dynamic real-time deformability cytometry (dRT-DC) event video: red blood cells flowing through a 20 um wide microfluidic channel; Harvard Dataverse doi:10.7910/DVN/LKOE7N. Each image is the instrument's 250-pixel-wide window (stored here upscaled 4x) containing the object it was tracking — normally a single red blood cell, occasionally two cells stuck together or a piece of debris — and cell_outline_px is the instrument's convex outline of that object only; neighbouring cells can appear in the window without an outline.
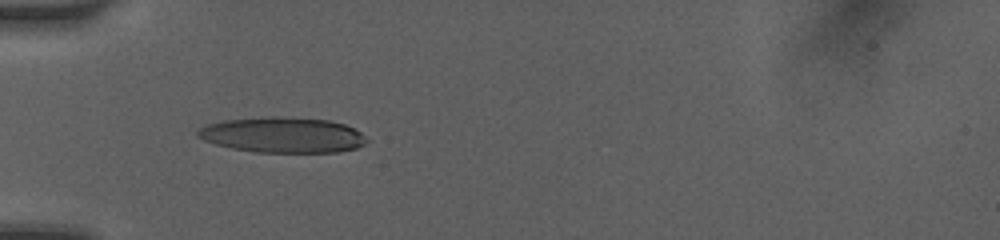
{"species": "human", "species_latin": "Homo sapiens", "temperature_condition": "room temperature", "stored_images_in_passage": 55, "camera_frame_rate_fps": 3000, "um_per_image_px": 0.085, "donor": {"sex": "female"}, "frame": {"image": 1, "passage_image": 1, "time_ms": 0.0, "image_size_px": [1000, 240], "cell_outline_px": [[368, 140], [364, 144], [356, 148], [340, 152], [256, 152], [232, 148], [216, 144], [204, 140], [196, 136], [196, 132], [204, 124], [224, 120], [268, 116], [280, 116], [328, 120], [344, 124], [360, 132]], "centroid_in_image_um": [23.99, 11.46], "position_along_channel_um": 61.0, "area_um2": 35.03}}
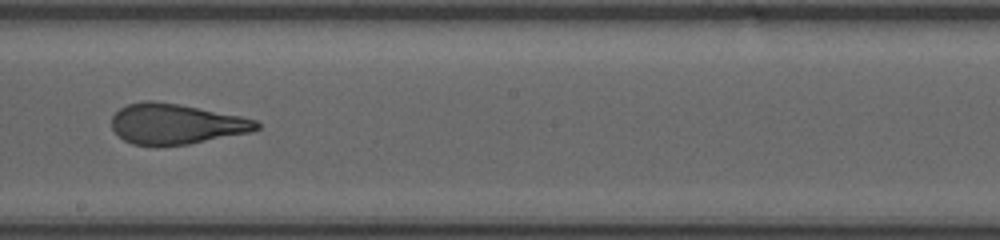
{"frame": {"image": 2, "passage_image": 34, "time_ms": 4.333, "image_size_px": [1000, 240], "cell_outline_px": [[260, 128], [252, 132], [188, 144], [156, 148], [132, 144], [124, 140], [112, 128], [112, 116], [120, 108], [128, 104], [144, 100], [152, 100], [176, 104], [240, 116], [256, 120], [260, 124]], "centroid_in_image_um": [14.93, 10.57], "position_along_channel_um": 233.3, "area_um2": 34.33}}
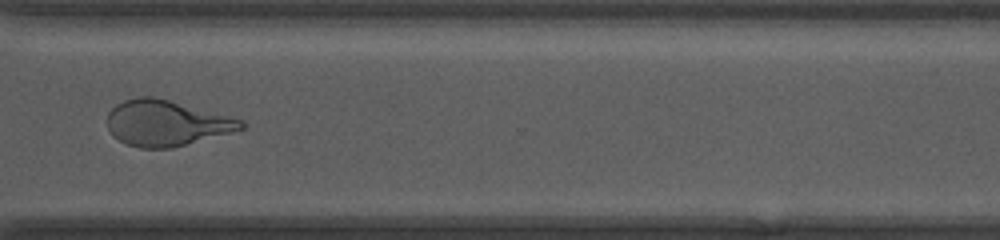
{"frame": {"image": 3, "passage_image": 54, "time_ms": 7.333, "image_size_px": [1000, 240], "cell_outline_px": [[244, 128], [172, 148], [140, 148], [124, 144], [112, 136], [108, 128], [108, 112], [116, 104], [124, 100], [136, 96], [152, 96], [168, 100], [244, 120]], "centroid_in_image_um": [14.07, 10.46], "position_along_channel_um": 356.5, "area_um2": 35.37}}